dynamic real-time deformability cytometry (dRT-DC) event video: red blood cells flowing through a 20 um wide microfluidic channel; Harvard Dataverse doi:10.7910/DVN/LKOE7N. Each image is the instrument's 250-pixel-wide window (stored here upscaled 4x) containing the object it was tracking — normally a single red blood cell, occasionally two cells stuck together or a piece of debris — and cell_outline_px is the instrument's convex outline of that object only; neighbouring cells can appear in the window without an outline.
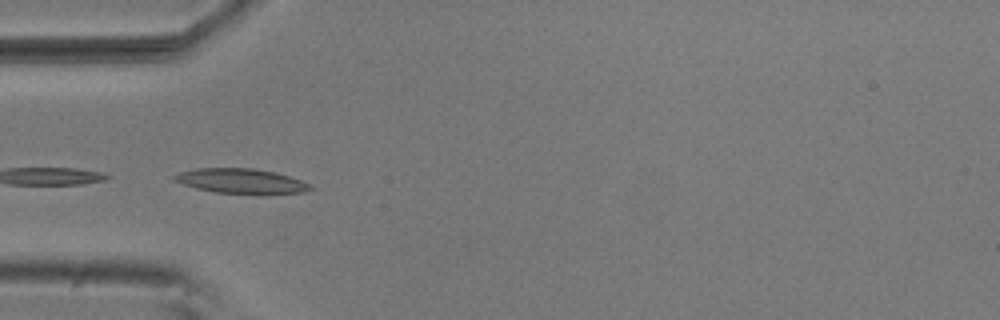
{"species": "common noctule bat (a hibernating species)", "species_latin": "Nyctalus noctula", "temperature_condition": "room temperature", "stored_images_in_passage": 7, "camera_frame_rate_fps": 3000, "um_per_image_px": 0.085, "animal": {"sex": "male", "body_mass_g": 20.5, "forearm_length_mm": 52.5}, "frame": {"image": 1, "passage_image": 5, "time_ms": 1.333, "image_size_px": [1000, 320], "cell_outline_px": [[312, 188], [304, 192], [268, 196], [260, 196], [216, 192], [196, 188], [172, 180], [172, 176], [180, 172], [196, 168], [252, 168], [272, 172], [288, 176], [300, 180], [308, 184]], "centroid_in_image_um": [20.51, 15.43], "position_along_channel_um": 64.5, "area_um2": 20.11}}